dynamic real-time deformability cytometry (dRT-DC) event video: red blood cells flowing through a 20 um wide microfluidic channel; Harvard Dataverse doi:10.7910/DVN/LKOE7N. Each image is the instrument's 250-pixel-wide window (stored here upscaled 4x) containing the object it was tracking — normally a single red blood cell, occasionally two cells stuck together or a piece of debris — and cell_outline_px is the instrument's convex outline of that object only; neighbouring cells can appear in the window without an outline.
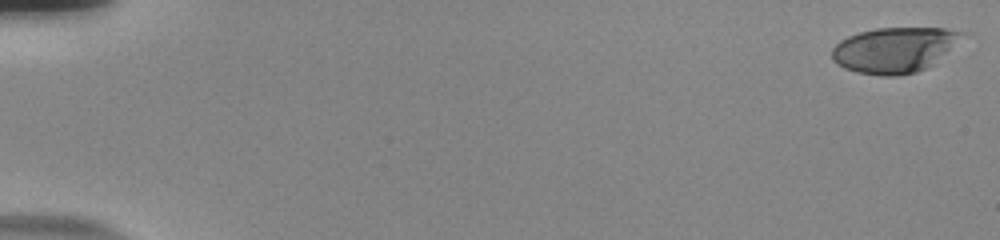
{"species": "human", "species_latin": "Homo sapiens", "temperature_condition": "room temperature", "stored_images_in_passage": 56, "camera_frame_rate_fps": 3000, "um_per_image_px": 0.085, "donor": {"sex": "male"}, "frame": {"image": 1, "passage_image": 1, "time_ms": 0.0, "image_size_px": [1000, 240], "cell_outline_px": [[968, 32], [944, 52], [924, 68], [916, 72], [896, 76], [880, 76], [856, 72], [844, 68], [836, 64], [832, 60], [832, 48], [840, 40], [848, 36], [860, 32], [876, 28], [948, 28]], "centroid_in_image_um": [75.94, 4.23], "position_along_channel_um": 9.1, "area_um2": 33.93}}
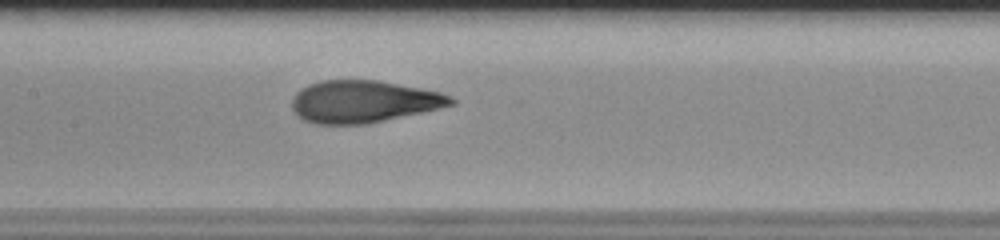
{"frame": {"image": 2, "passage_image": 29, "time_ms": 9.333, "image_size_px": [1000, 240], "cell_outline_px": [[456, 104], [384, 120], [364, 124], [316, 124], [304, 120], [296, 116], [292, 108], [292, 96], [300, 88], [308, 84], [324, 80], [376, 80], [420, 88], [440, 92], [452, 96], [456, 100]], "centroid_in_image_um": [30.85, 8.63], "position_along_channel_um": 176.5, "area_um2": 39.02}}
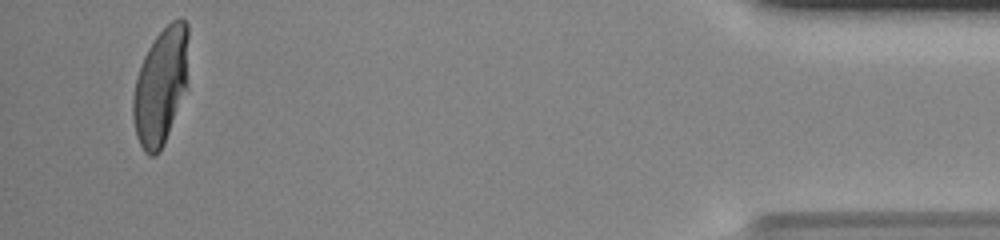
{"frame": {"image": 3, "passage_image": 54, "time_ms": 17.667, "image_size_px": [1000, 240], "cell_outline_px": [[188, 88], [164, 144], [160, 152], [156, 156], [148, 156], [144, 152], [136, 136], [132, 116], [132, 96], [136, 76], [144, 56], [148, 48], [156, 36], [172, 20], [180, 16], [188, 24]], "centroid_in_image_um": [13.68, 7.34], "position_along_channel_um": 421.5, "area_um2": 38.61}, "authors_computed_cell_mechanics": {"area_um2": 38.8994, "velocity_mm_per_s": 3.7445, "shape_relaxation_time_tau1_ms": 5.591, "shape_relaxation_time_tau2_ms": null, "deformation_change_tau1": 0.2607, "deformation_change_tau2": null}}